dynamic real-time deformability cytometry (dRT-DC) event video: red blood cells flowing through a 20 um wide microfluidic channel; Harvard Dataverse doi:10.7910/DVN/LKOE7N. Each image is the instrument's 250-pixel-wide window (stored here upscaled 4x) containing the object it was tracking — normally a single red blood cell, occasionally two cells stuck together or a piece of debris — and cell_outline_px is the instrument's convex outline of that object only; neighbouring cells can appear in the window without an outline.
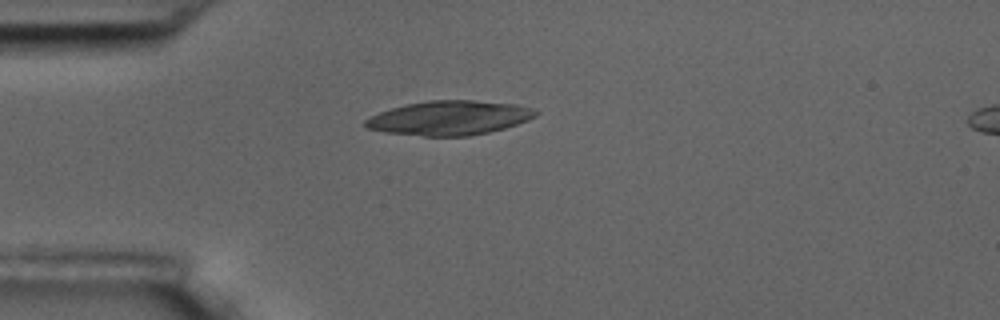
{"species": "common noctule bat (a hibernating species)", "species_latin": "Nyctalus noctula", "temperature_condition": "room temperature", "stored_images_in_passage": 1, "camera_frame_rate_fps": 3000, "um_per_image_px": 0.085, "animal": {"sex": "male", "body_mass_g": 17.5, "forearm_length_mm": 52.3}, "frame": {"image": 1, "passage_image": 1, "time_ms": 0.0, "image_size_px": [1000, 320], "cell_outline_px": [[540, 112], [536, 116], [528, 120], [504, 128], [488, 132], [468, 136], [424, 136], [384, 132], [368, 128], [364, 124], [364, 120], [380, 112], [392, 108], [408, 104], [428, 100], [472, 100], [516, 104], [532, 108]], "centroid_in_image_um": [38.22, 10.02], "position_along_channel_um": 46.8, "area_um2": 33.87}}